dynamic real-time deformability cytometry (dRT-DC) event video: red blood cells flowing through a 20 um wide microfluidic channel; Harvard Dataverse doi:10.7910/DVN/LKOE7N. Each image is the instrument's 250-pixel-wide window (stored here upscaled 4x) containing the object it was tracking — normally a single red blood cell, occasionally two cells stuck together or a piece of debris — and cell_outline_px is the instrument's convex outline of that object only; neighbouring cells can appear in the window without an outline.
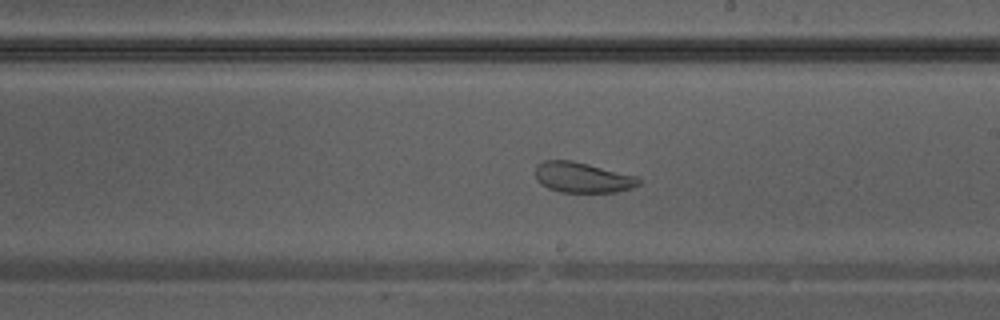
{"species": "Egyptian fruit bat (a non-hibernating species)", "species_latin": "Rousettus aegyptiacus", "temperature_condition": "warm", "stored_images_in_passage": 41, "camera_frame_rate_fps": 3000, "um_per_image_px": 0.085, "animal": {"sex": "male"}, "frame": {"image": 1, "passage_image": 24, "time_ms": 7.667, "image_size_px": [1000, 320], "cell_outline_px": [[640, 184], [632, 188], [616, 192], [560, 192], [548, 188], [540, 184], [536, 180], [536, 164], [544, 160], [572, 160], [636, 176], [640, 180]], "centroid_in_image_um": [49.48, 15.08], "position_along_channel_um": 239.5, "area_um2": 18.32}}
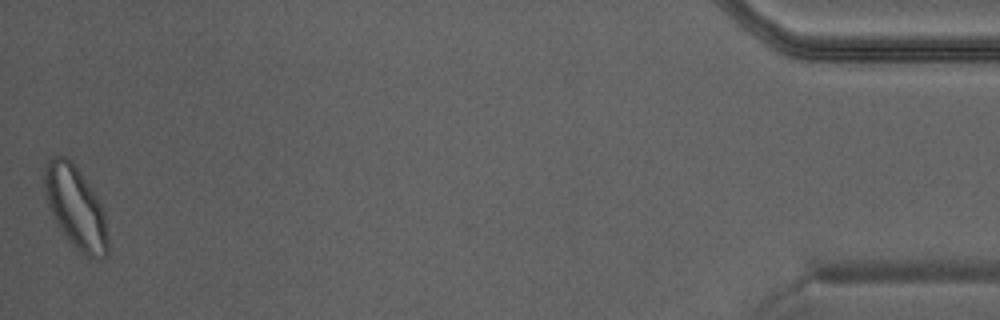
{"frame": {"image": 2, "passage_image": 41, "time_ms": 13.333, "image_size_px": [1000, 320], "cell_outline_px": [[108, 256], [96, 260], [88, 260], [72, 244], [56, 224], [48, 204], [44, 192], [44, 168], [48, 160], [56, 156], [64, 156], [72, 160], [80, 168], [96, 196], [104, 212], [108, 240]], "centroid_in_image_um": [6.44, 17.65], "position_along_channel_um": 428.8, "area_um2": 30.81}}